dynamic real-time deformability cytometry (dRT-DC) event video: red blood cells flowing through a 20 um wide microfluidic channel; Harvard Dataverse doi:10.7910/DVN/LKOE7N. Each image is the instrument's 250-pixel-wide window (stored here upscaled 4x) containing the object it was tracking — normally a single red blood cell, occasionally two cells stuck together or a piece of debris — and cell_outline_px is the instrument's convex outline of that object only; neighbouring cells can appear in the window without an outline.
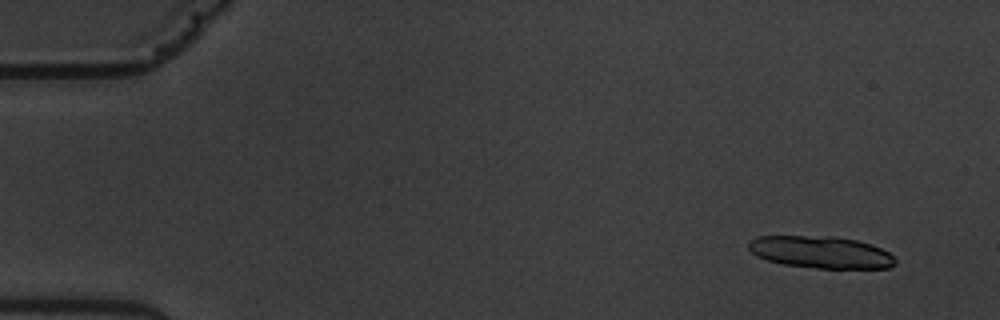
{"species": "common noctule bat (a hibernating species)", "species_latin": "Nyctalus noctula", "temperature_condition": "warm", "stored_images_in_passage": 6, "camera_frame_rate_fps": 3000, "um_per_image_px": 0.085, "animal": {"sex": "male", "body_mass_g": 19.5, "forearm_length_mm": 54.6}, "frame": {"image": 1, "passage_image": 2, "time_ms": 1.333, "image_size_px": [1000, 320], "cell_outline_px": [[896, 264], [888, 268], [816, 268], [784, 264], [768, 260], [756, 256], [748, 248], [748, 240], [756, 236], [832, 236], [856, 240], [880, 248], [888, 252], [896, 260]], "centroid_in_image_um": [69.73, 21.43], "position_along_channel_um": 15.3, "area_um2": 27.34}}